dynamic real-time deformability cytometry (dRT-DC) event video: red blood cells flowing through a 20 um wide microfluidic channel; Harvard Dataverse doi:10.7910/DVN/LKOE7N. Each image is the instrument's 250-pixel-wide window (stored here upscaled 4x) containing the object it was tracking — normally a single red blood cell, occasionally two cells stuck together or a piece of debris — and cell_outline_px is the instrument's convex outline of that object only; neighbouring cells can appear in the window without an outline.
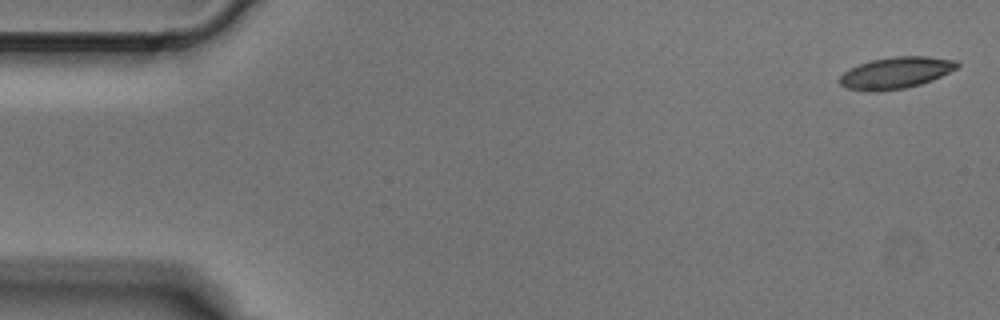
{"species": "Egyptian fruit bat (a non-hibernating species)", "species_latin": "Rousettus aegyptiacus", "temperature_condition": "cold", "stored_images_in_passage": 4, "camera_frame_rate_fps": 3000, "um_per_image_px": 0.085, "animal": {"sex": "male"}, "frame": {"image": 1, "passage_image": 1, "time_ms": 0.0, "image_size_px": [1000, 320], "cell_outline_px": [[960, 64], [956, 68], [932, 80], [920, 84], [904, 88], [880, 92], [864, 92], [844, 88], [836, 80], [844, 72], [860, 64], [872, 60], [896, 56], [928, 56], [956, 60]], "centroid_in_image_um": [76.09, 6.21], "position_along_channel_um": 8.9, "area_um2": 21.73}}